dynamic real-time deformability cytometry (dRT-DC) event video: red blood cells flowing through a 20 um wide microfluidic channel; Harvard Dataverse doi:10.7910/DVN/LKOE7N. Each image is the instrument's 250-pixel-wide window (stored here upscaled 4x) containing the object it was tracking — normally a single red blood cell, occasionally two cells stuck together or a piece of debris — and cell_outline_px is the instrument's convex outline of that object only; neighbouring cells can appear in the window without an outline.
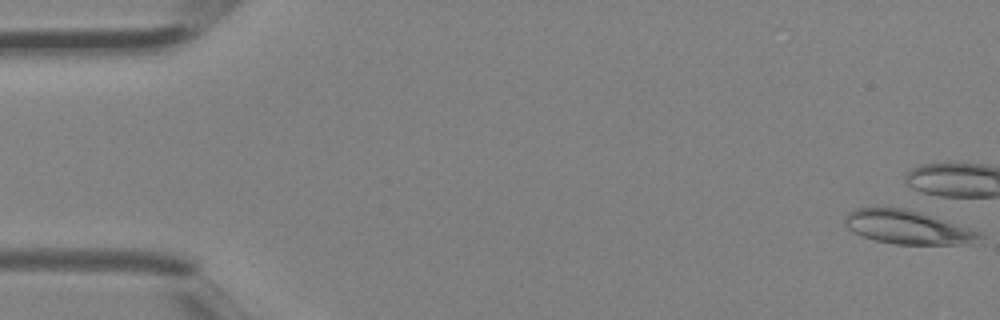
{"species": "Egyptian fruit bat (a non-hibernating species)", "species_latin": "Rousettus aegyptiacus", "temperature_condition": "room temperature", "stored_images_in_passage": 5, "camera_frame_rate_fps": 3000, "um_per_image_px": 0.085, "animal": {"sex": "female"}, "frame": {"image": 1, "passage_image": 1, "time_ms": 0.0, "image_size_px": [1000, 320], "cell_outline_px": [[984, 236], [980, 244], [896, 244], [876, 240], [864, 236], [848, 228], [844, 224], [844, 216], [848, 212], [856, 208], [876, 204], [908, 208], [980, 232]], "centroid_in_image_um": [77.13, 19.28], "position_along_channel_um": 7.9, "area_um2": 27.05}}
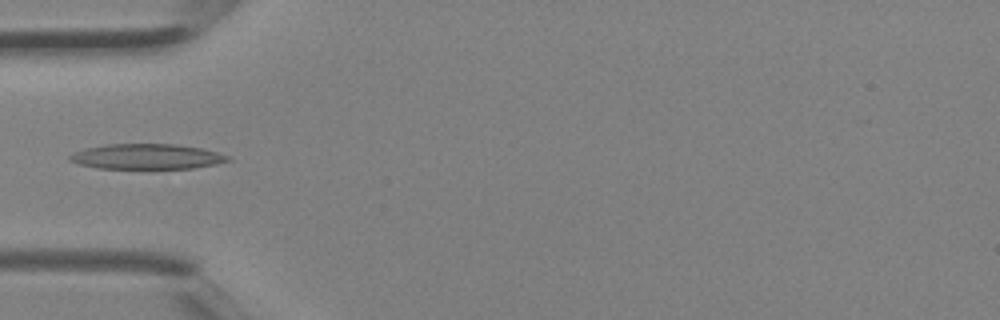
{"frame": {"image": 2, "passage_image": 5, "time_ms": 1.333, "image_size_px": [1000, 320], "cell_outline_px": [[232, 160], [216, 164], [192, 168], [96, 168], [80, 164], [68, 160], [68, 156], [84, 148], [104, 144], [176, 144], [200, 148], [232, 156]], "centroid_in_image_um": [12.49, 13.3], "position_along_channel_um": 72.5, "area_um2": 23.24}}